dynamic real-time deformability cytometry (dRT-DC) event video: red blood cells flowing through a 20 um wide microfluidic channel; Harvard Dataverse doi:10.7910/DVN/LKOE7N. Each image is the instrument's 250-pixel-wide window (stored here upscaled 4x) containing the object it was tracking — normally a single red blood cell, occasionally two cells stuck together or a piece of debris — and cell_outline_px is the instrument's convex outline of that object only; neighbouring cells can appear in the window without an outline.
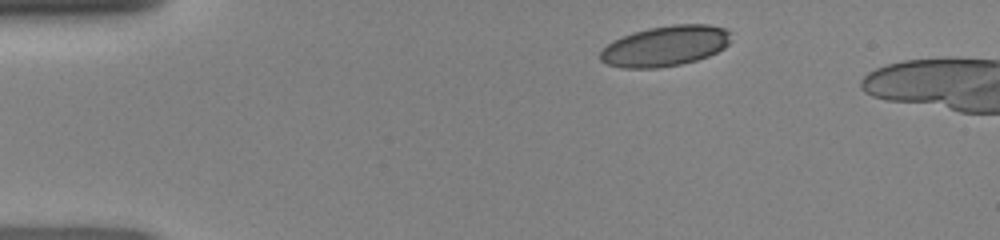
{"species": "human", "species_latin": "Homo sapiens", "temperature_condition": "room temperature", "stored_images_in_passage": 40, "camera_frame_rate_fps": 3000, "um_per_image_px": 0.085, "donor": {"sex": "female"}, "frame": {"image": 1, "passage_image": 3, "time_ms": 0.667, "image_size_px": [1000, 240], "cell_outline_px": [[728, 44], [724, 48], [708, 56], [696, 60], [680, 64], [660, 68], [624, 68], [608, 64], [600, 60], [600, 52], [612, 40], [632, 32], [648, 28], [672, 24], [708, 24], [724, 28], [728, 32]], "centroid_in_image_um": [56.51, 3.91], "position_along_channel_um": 28.5, "area_um2": 30.69}}
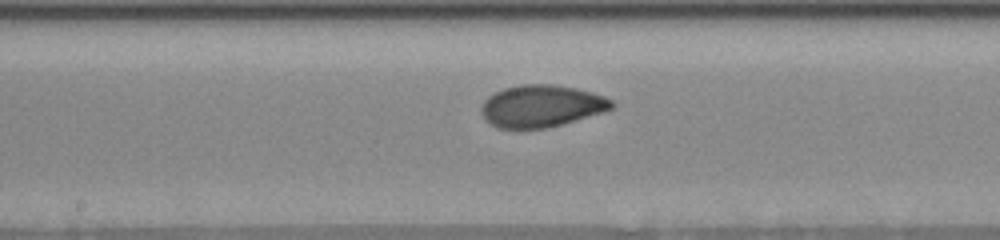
{"frame": {"image": 2, "passage_image": 20, "time_ms": 6.333, "image_size_px": [1000, 240], "cell_outline_px": [[616, 104], [612, 108], [604, 112], [548, 128], [500, 128], [484, 120], [480, 112], [480, 108], [484, 100], [488, 96], [504, 88], [520, 84], [552, 84], [576, 88], [592, 92], [604, 96], [612, 100]], "centroid_in_image_um": [46.02, 9.01], "position_along_channel_um": 202.2, "area_um2": 32.14}}
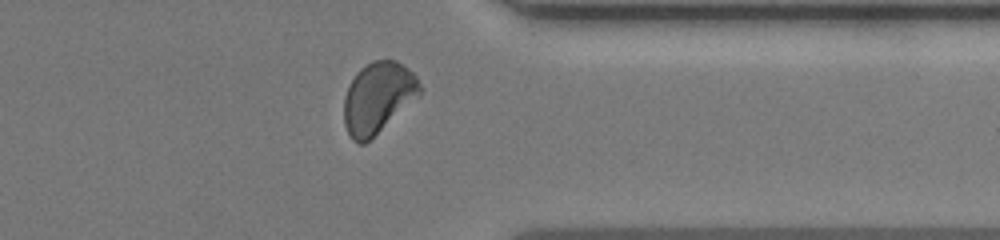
{"frame": {"image": 3, "passage_image": 33, "time_ms": 10.667, "image_size_px": [1000, 240], "cell_outline_px": [[424, 88], [420, 92], [364, 144], [360, 144], [352, 140], [344, 124], [344, 96], [348, 84], [356, 72], [360, 68], [372, 60], [396, 60], [412, 72], [416, 76]], "centroid_in_image_um": [32.07, 8.25], "position_along_channel_um": 379.3, "area_um2": 30.75}}